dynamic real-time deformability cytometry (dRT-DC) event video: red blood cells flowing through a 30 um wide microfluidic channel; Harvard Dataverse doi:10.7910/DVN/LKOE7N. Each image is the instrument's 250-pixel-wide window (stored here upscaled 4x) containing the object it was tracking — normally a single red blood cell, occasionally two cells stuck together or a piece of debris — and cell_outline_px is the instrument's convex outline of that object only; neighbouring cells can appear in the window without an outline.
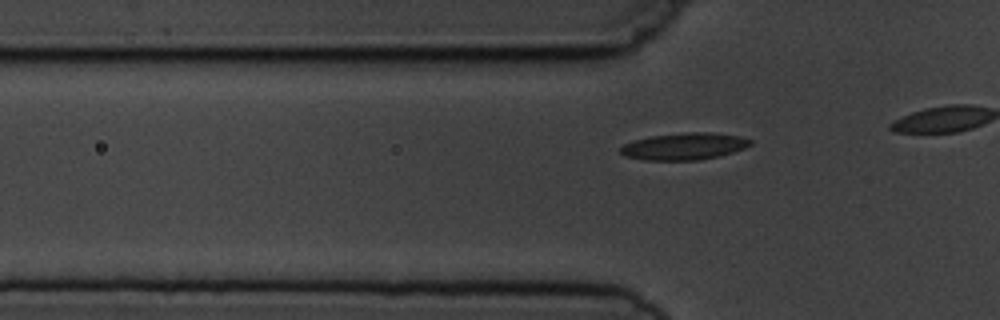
{"species": "common noctule bat (a hibernating species)", "species_latin": "Nyctalus noctula", "temperature_condition": "cold", "stored_images_in_passage": 6, "camera_frame_rate_fps": 3000, "um_per_image_px": 0.085, "animal": {"sex": "male", "body_mass_g": 19.5, "forearm_length_mm": 54.6}, "frame": {"image": 1, "passage_image": 6, "time_ms": 6.0, "image_size_px": [1000, 320], "cell_outline_px": [[752, 144], [744, 148], [720, 156], [700, 160], [644, 160], [624, 156], [620, 152], [620, 148], [624, 144], [632, 140], [648, 136], [688, 132], [712, 132], [740, 136], [752, 140]], "centroid_in_image_um": [58.14, 12.43], "position_along_channel_um": 67.7, "area_um2": 20.58}}